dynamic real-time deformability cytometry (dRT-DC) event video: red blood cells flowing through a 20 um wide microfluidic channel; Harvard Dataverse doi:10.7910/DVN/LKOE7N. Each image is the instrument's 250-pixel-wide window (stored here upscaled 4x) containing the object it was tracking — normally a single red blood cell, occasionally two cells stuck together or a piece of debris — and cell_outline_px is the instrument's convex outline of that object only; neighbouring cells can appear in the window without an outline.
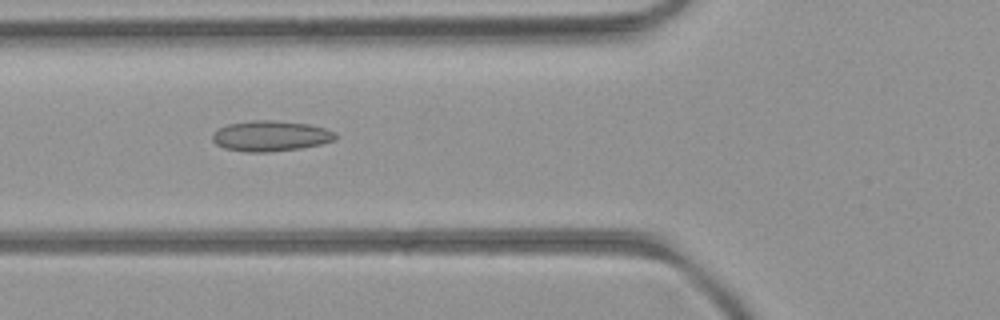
{"species": "common noctule bat (a hibernating species)", "species_latin": "Nyctalus noctula", "temperature_condition": "room temperature", "stored_images_in_passage": 50, "camera_frame_rate_fps": 3000, "um_per_image_px": 0.085, "animal": {"sex": "female", "body_mass_g": 21.9}, "frame": {"image": 1, "passage_image": 18, "time_ms": 5.667, "image_size_px": [1000, 320], "cell_outline_px": [[336, 140], [320, 144], [300, 148], [268, 152], [244, 152], [224, 148], [216, 144], [212, 140], [212, 136], [220, 128], [228, 124], [252, 120], [272, 120], [308, 124], [324, 128], [336, 132]], "centroid_in_image_um": [23.01, 11.56], "position_along_channel_um": 102.8, "area_um2": 21.79}}
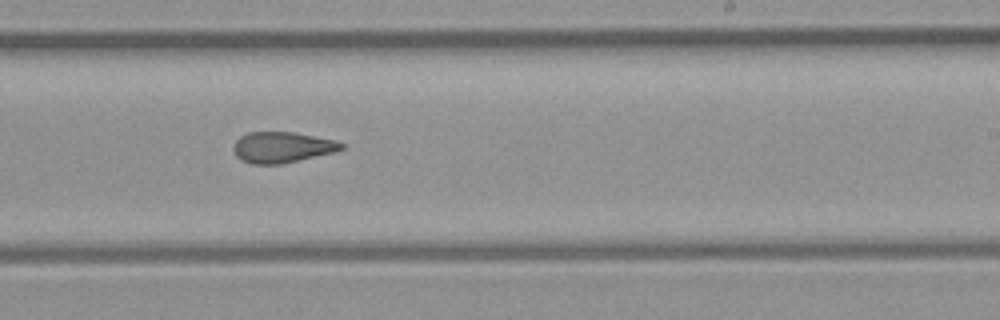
{"frame": {"image": 2, "passage_image": 30, "time_ms": 9.667, "image_size_px": [1000, 320], "cell_outline_px": [[344, 148], [336, 152], [280, 164], [252, 164], [236, 156], [232, 148], [236, 140], [240, 136], [248, 132], [296, 132], [336, 140], [344, 144]], "centroid_in_image_um": [24.0, 12.51], "position_along_channel_um": 265.0, "area_um2": 19.48}}
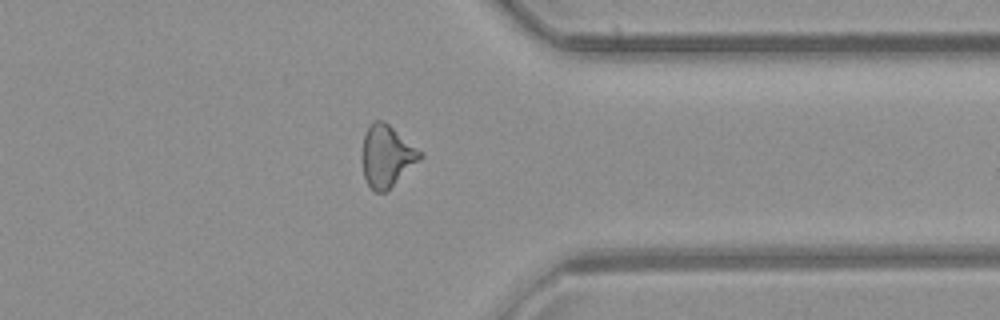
{"frame": {"image": 3, "passage_image": 39, "time_ms": 12.667, "image_size_px": [1000, 320], "cell_outline_px": [[424, 156], [420, 160], [384, 192], [376, 192], [368, 184], [364, 176], [360, 160], [360, 156], [364, 136], [368, 124], [372, 120], [384, 120], [424, 152]], "centroid_in_image_um": [32.85, 13.2], "position_along_channel_um": 378.5, "area_um2": 21.15}, "authors_computed_cell_mechanics": {"area_um2": 20.519, "velocity_mm_per_s": 4.0438, "shape_relaxation_time_tau1_ms": null, "shape_relaxation_time_tau2_ms": 3.157, "deformation_change_tau1": null, "deformation_change_tau2": 0.1144}}